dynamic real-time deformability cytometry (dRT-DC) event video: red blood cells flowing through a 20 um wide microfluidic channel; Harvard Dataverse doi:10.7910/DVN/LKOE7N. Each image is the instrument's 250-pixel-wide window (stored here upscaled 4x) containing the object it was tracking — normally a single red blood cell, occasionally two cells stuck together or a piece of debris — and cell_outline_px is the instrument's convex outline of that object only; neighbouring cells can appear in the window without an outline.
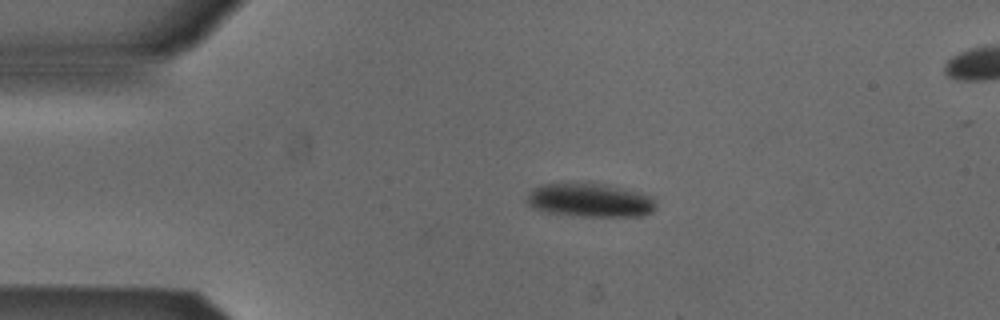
{"species": "Egyptian fruit bat (a non-hibernating species)", "species_latin": "Rousettus aegyptiacus", "temperature_condition": "cold", "stored_images_in_passage": 2, "camera_frame_rate_fps": 3000, "um_per_image_px": 0.085, "animal": {"sex": "male"}, "frame": {"image": 1, "passage_image": 2, "time_ms": 0.333, "image_size_px": [1000, 320], "cell_outline_px": [[656, 208], [652, 212], [640, 216], [584, 216], [548, 212], [532, 208], [528, 204], [528, 196], [532, 188], [544, 184], [604, 184], [640, 192], [652, 196], [656, 204]], "centroid_in_image_um": [50.19, 17.03], "position_along_channel_um": 34.8, "area_um2": 24.97}}